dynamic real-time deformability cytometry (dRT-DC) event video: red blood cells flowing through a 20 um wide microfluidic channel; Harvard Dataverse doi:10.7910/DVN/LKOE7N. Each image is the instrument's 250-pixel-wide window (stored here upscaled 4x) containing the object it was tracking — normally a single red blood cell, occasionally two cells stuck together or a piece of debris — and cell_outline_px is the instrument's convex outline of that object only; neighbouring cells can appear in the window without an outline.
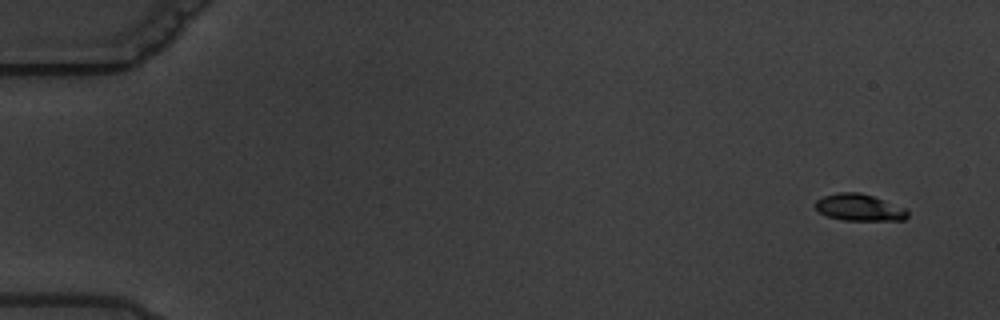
{"species": "common noctule bat (a hibernating species)", "species_latin": "Nyctalus noctula", "temperature_condition": "warm", "stored_images_in_passage": 7, "camera_frame_rate_fps": 3000, "um_per_image_px": 0.085, "animal": {"sex": "male", "body_mass_g": 19.5, "forearm_length_mm": 54.6}, "frame": {"image": 1, "passage_image": 1, "time_ms": 0.0, "image_size_px": [1000, 320], "cell_outline_px": [[908, 216], [904, 220], [844, 220], [828, 216], [820, 212], [812, 204], [816, 200], [824, 196], [836, 192], [860, 192], [908, 208]], "centroid_in_image_um": [73.05, 17.63], "position_along_channel_um": 12.0, "area_um2": 14.51}}